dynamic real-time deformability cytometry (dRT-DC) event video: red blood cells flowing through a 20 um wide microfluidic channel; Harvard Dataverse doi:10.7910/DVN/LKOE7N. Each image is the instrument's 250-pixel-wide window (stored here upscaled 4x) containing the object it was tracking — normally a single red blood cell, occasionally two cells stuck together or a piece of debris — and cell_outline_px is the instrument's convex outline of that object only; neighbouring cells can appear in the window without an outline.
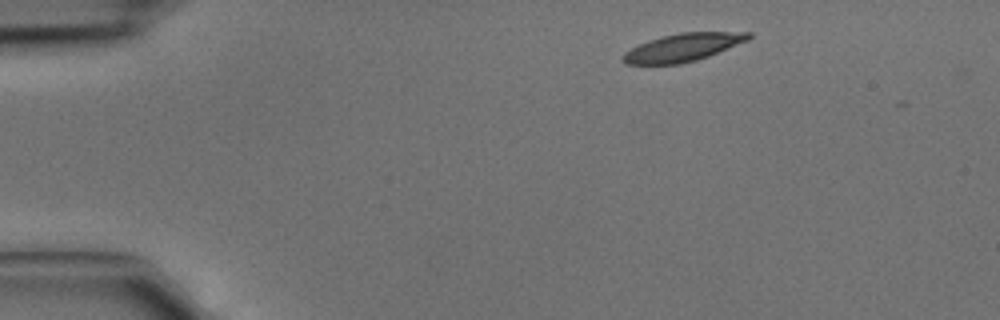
{"species": "common noctule bat (a hibernating species)", "species_latin": "Nyctalus noctula", "temperature_condition": "cold", "stored_images_in_passage": 2, "camera_frame_rate_fps": 3000, "um_per_image_px": 0.085, "animal": {"sex": "male", "body_mass_g": 15.6}, "frame": {"image": 1, "passage_image": 1, "time_ms": 0.0, "image_size_px": [1000, 320], "cell_outline_px": [[752, 36], [748, 40], [708, 56], [696, 60], [680, 64], [624, 64], [620, 60], [620, 56], [624, 52], [648, 40], [660, 36], [680, 32], [752, 32]], "centroid_in_image_um": [58.0, 4.03], "position_along_channel_um": 27.0, "area_um2": 20.46}}